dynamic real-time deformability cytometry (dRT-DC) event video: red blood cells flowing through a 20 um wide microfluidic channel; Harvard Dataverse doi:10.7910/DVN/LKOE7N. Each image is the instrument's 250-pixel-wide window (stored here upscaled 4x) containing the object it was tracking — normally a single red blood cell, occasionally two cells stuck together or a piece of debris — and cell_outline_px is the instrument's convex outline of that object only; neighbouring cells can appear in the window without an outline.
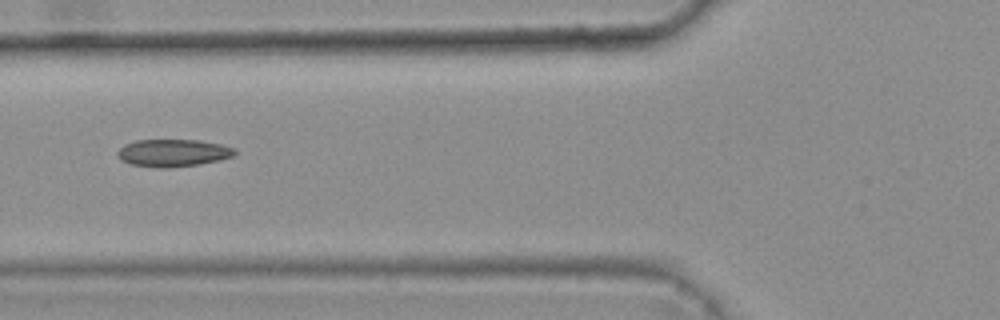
{"species": "common noctule bat (a hibernating species)", "species_latin": "Nyctalus noctula", "temperature_condition": "warm", "stored_images_in_passage": 6, "camera_frame_rate_fps": 3000, "um_per_image_px": 0.085, "animal": {"sex": "female", "body_mass_g": 25.1}, "frame": {"image": 1, "passage_image": 6, "time_ms": 1.667, "image_size_px": [1000, 320], "cell_outline_px": [[236, 156], [220, 160], [200, 164], [168, 168], [156, 168], [132, 164], [120, 160], [116, 156], [116, 152], [124, 144], [136, 140], [200, 140], [220, 144], [236, 148]], "centroid_in_image_um": [14.72, 13.0], "position_along_channel_um": 111.1, "area_um2": 19.02}}